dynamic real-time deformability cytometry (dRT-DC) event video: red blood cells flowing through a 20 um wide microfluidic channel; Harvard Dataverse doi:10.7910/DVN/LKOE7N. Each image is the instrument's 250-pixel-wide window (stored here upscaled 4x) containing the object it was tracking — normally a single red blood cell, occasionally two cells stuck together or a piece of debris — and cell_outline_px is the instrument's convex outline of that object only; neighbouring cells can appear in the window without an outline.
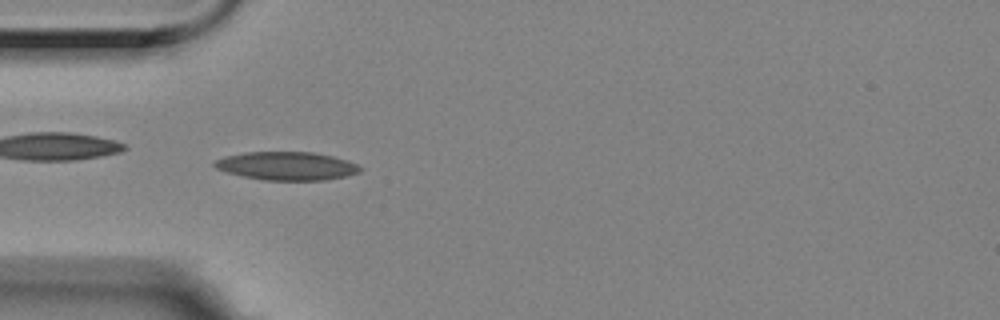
{"species": "Egyptian fruit bat (a non-hibernating species)", "species_latin": "Rousettus aegyptiacus", "temperature_condition": "room temperature", "stored_images_in_passage": 4, "camera_frame_rate_fps": 3000, "um_per_image_px": 0.085, "animal": {"sex": "female"}, "frame": {"image": 1, "passage_image": 1, "time_ms": 0.0, "image_size_px": [1000, 320], "cell_outline_px": [[364, 168], [360, 172], [348, 176], [324, 180], [264, 180], [224, 172], [216, 168], [212, 164], [216, 160], [224, 156], [248, 152], [312, 152], [332, 156], [348, 160]], "centroid_in_image_um": [24.39, 14.11], "position_along_channel_um": 60.6, "area_um2": 24.1}}
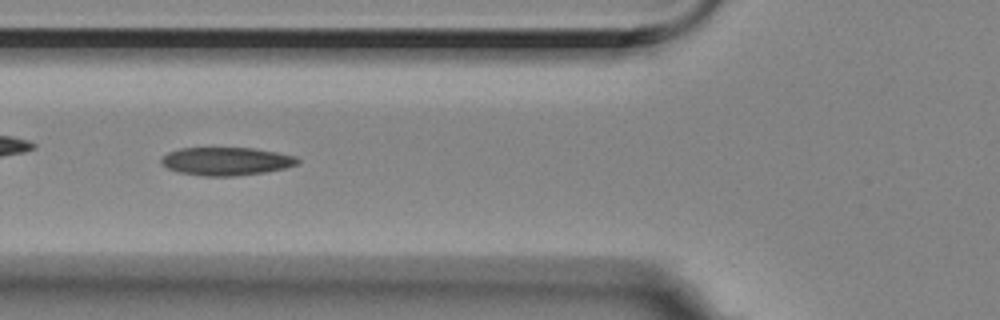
{"frame": {"image": 2, "passage_image": 2, "time_ms": 0.333, "image_size_px": [1000, 320], "cell_outline_px": [[300, 160], [296, 164], [284, 168], [264, 172], [236, 176], [204, 176], [176, 172], [168, 168], [160, 160], [168, 152], [180, 148], [252, 148], [276, 152], [296, 156]], "centroid_in_image_um": [19.22, 13.71], "position_along_channel_um": 106.6, "area_um2": 22.2}}
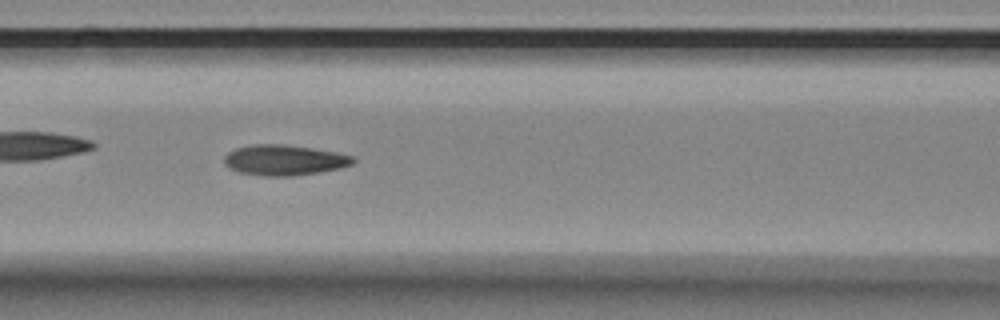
{"frame": {"image": 3, "passage_image": 3, "time_ms": 0.667, "image_size_px": [1000, 320], "cell_outline_px": [[356, 160], [352, 164], [340, 168], [292, 176], [264, 176], [240, 172], [224, 164], [224, 156], [228, 152], [236, 148], [252, 144], [284, 144], [312, 148], [336, 152], [352, 156]], "centroid_in_image_um": [24.15, 13.6], "position_along_channel_um": 142.4, "area_um2": 22.72}}